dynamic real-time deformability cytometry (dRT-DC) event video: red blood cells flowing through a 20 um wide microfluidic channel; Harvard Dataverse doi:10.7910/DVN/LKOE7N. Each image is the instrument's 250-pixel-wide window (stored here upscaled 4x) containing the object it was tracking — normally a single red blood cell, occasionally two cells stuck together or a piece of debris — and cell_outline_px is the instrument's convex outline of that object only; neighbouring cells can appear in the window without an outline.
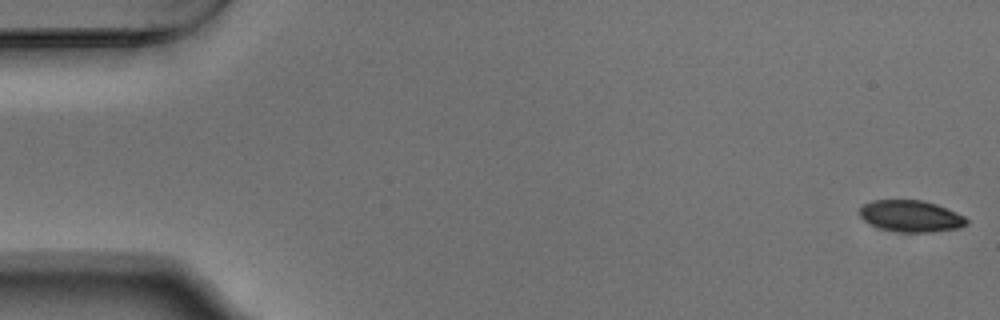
{"species": "Egyptian fruit bat (a non-hibernating species)", "species_latin": "Rousettus aegyptiacus", "temperature_condition": "warm", "stored_images_in_passage": 54, "camera_frame_rate_fps": 3000, "um_per_image_px": 0.085, "animal": {"sex": "male"}, "frame": {"image": 1, "passage_image": 1, "time_ms": 0.0, "image_size_px": [1000, 320], "cell_outline_px": [[968, 224], [960, 228], [932, 232], [892, 232], [868, 224], [860, 216], [860, 208], [864, 204], [872, 200], [920, 200], [936, 204], [956, 212], [964, 216], [968, 220]], "centroid_in_image_um": [77.42, 18.38], "position_along_channel_um": 7.6, "area_um2": 19.83}}
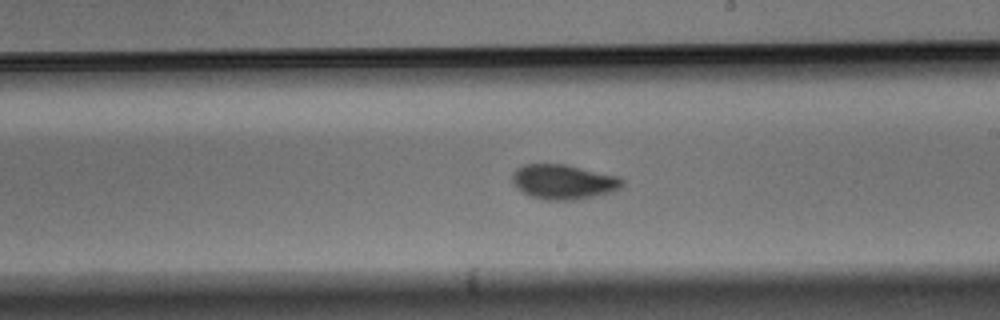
{"frame": {"image": 2, "passage_image": 31, "time_ms": 10.0, "image_size_px": [1000, 320], "cell_outline_px": [[624, 184], [616, 192], [576, 200], [544, 200], [528, 196], [520, 192], [512, 184], [512, 172], [516, 168], [524, 164], [564, 164], [620, 176], [624, 180]], "centroid_in_image_um": [47.89, 15.47], "position_along_channel_um": 241.1, "area_um2": 22.89}}
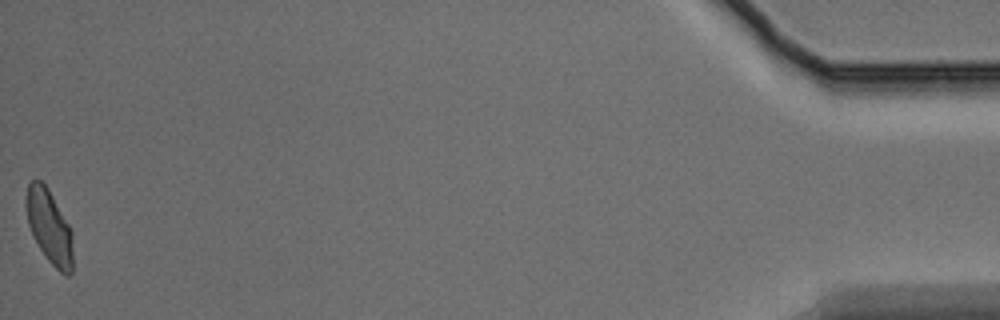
{"frame": {"image": 3, "passage_image": 54, "time_ms": 17.667, "image_size_px": [1000, 320], "cell_outline_px": [[72, 272], [68, 276], [60, 272], [48, 260], [32, 236], [28, 224], [24, 204], [28, 184], [32, 180], [40, 180], [48, 188], [68, 224], [72, 232]], "centroid_in_image_um": [4.16, 19.26], "position_along_channel_um": 431.0, "area_um2": 20.06}, "authors_computed_cell_mechanics": {"area_um2": 20.7502, "velocity_mm_per_s": 3.7417, "shape_relaxation_time_tau1_ms": 3.4568, "shape_relaxation_time_tau2_ms": 1.1992, "deformation_change_tau1": 0.1128, "deformation_change_tau2": 0.0505}}